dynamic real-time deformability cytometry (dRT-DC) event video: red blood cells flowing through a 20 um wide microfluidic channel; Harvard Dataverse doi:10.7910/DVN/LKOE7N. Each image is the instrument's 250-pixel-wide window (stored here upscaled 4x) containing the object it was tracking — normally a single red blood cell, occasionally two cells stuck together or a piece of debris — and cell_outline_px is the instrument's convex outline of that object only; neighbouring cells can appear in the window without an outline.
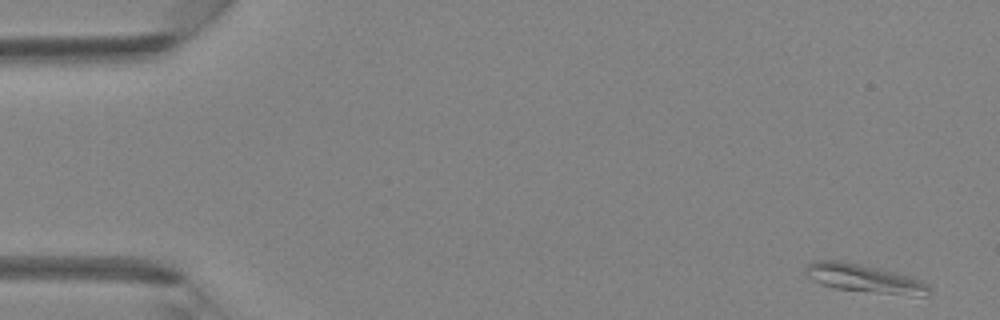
{"species": "Egyptian fruit bat (a non-hibernating species)", "species_latin": "Rousettus aegyptiacus", "temperature_condition": "room temperature", "stored_images_in_passage": 4, "camera_frame_rate_fps": 3000, "um_per_image_px": 0.085, "animal": {"sex": "female"}, "frame": {"image": 1, "passage_image": 1, "time_ms": 0.0, "image_size_px": [1000, 320], "cell_outline_px": [[932, 292], [928, 296], [916, 296], [836, 288], [820, 284], [812, 280], [804, 272], [804, 268], [808, 264], [816, 260], [844, 260], [880, 268], [912, 276], [928, 284]], "centroid_in_image_um": [73.49, 23.65], "position_along_channel_um": 11.5, "area_um2": 20.58}}
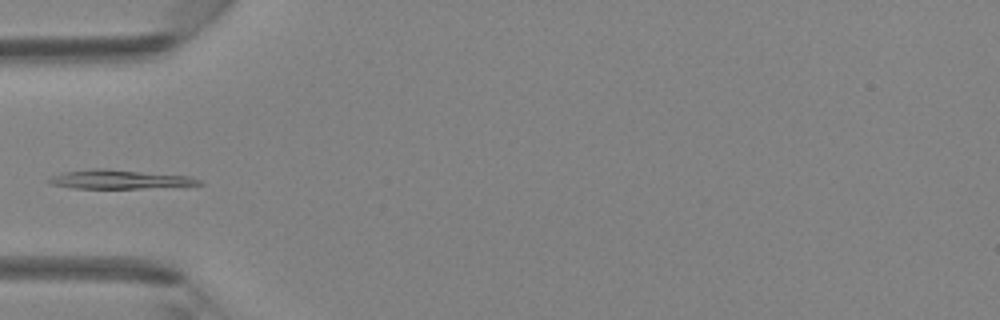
{"frame": {"image": 2, "passage_image": 4, "time_ms": 1.0, "image_size_px": [1000, 320], "cell_outline_px": [[204, 184], [140, 188], [76, 188], [48, 184], [44, 180], [52, 176], [64, 172], [92, 168], [104, 168], [188, 176], [200, 180]], "centroid_in_image_um": [10.05, 15.24], "position_along_channel_um": 74.9, "area_um2": 16.42}}